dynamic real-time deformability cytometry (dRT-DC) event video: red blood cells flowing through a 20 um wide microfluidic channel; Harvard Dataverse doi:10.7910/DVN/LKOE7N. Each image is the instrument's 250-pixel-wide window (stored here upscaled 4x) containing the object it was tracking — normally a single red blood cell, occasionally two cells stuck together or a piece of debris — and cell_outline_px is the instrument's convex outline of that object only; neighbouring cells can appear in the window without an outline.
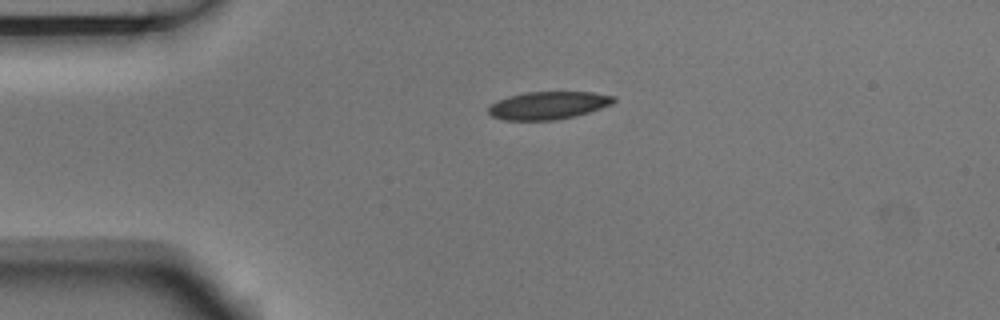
{"species": "Egyptian fruit bat (a non-hibernating species)", "species_latin": "Rousettus aegyptiacus", "temperature_condition": "room temperature", "stored_images_in_passage": 3, "camera_frame_rate_fps": 3000, "um_per_image_px": 0.085, "animal": {"sex": "male"}, "frame": {"image": 1, "passage_image": 1, "time_ms": 0.0, "image_size_px": [1000, 320], "cell_outline_px": [[616, 100], [612, 104], [576, 116], [556, 120], [504, 120], [492, 116], [488, 112], [488, 108], [496, 100], [508, 96], [524, 92], [592, 92], [616, 96]], "centroid_in_image_um": [46.6, 8.95], "position_along_channel_um": 38.4, "area_um2": 20.35}}
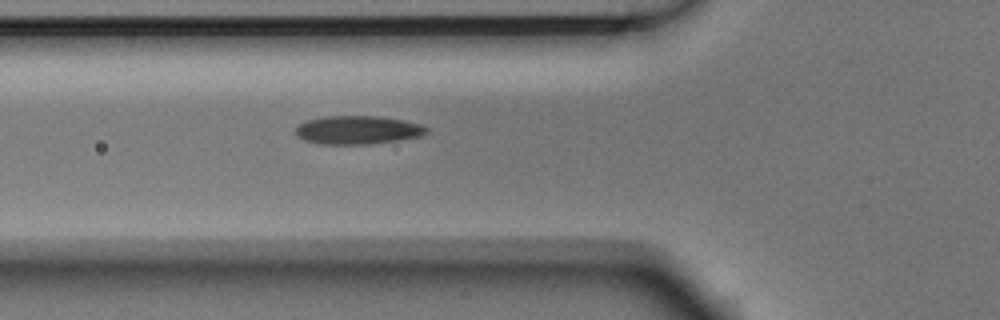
{"frame": {"image": 2, "passage_image": 3, "time_ms": 0.667, "image_size_px": [1000, 320], "cell_outline_px": [[428, 132], [420, 136], [400, 140], [368, 144], [320, 144], [304, 140], [296, 136], [296, 128], [300, 124], [308, 120], [324, 116], [380, 116], [420, 124], [428, 128]], "centroid_in_image_um": [30.4, 11.05], "position_along_channel_um": 95.4, "area_um2": 21.62}}